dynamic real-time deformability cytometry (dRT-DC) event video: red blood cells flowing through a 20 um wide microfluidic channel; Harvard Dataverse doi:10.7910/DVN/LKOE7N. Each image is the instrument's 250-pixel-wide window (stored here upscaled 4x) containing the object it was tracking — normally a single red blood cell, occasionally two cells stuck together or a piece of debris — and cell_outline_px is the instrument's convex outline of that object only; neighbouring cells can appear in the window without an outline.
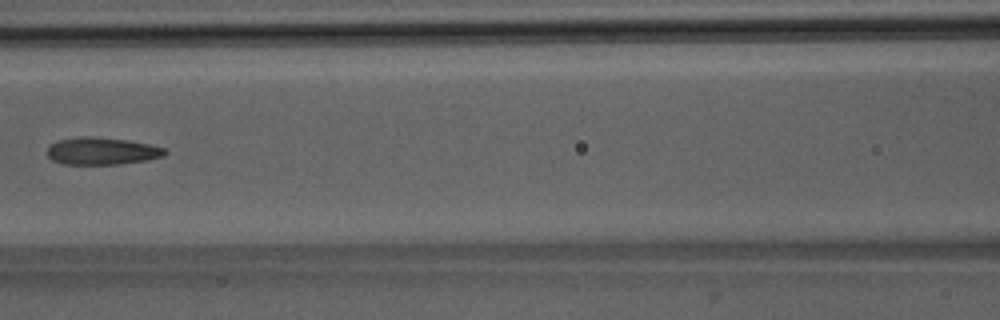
{"species": "Egyptian fruit bat (a non-hibernating species)", "species_latin": "Rousettus aegyptiacus", "temperature_condition": "room temperature", "stored_images_in_passage": 5, "camera_frame_rate_fps": 3000, "um_per_image_px": 0.085, "animal": {"sex": "male"}, "frame": {"image": 1, "passage_image": 5, "time_ms": 4.667, "image_size_px": [1000, 320], "cell_outline_px": [[168, 152], [164, 156], [148, 160], [120, 164], [64, 164], [52, 160], [48, 156], [48, 148], [52, 144], [60, 140], [84, 136], [92, 136], [128, 140], [148, 144], [164, 148]], "centroid_in_image_um": [8.7, 12.84], "position_along_channel_um": 157.9, "area_um2": 18.61}}